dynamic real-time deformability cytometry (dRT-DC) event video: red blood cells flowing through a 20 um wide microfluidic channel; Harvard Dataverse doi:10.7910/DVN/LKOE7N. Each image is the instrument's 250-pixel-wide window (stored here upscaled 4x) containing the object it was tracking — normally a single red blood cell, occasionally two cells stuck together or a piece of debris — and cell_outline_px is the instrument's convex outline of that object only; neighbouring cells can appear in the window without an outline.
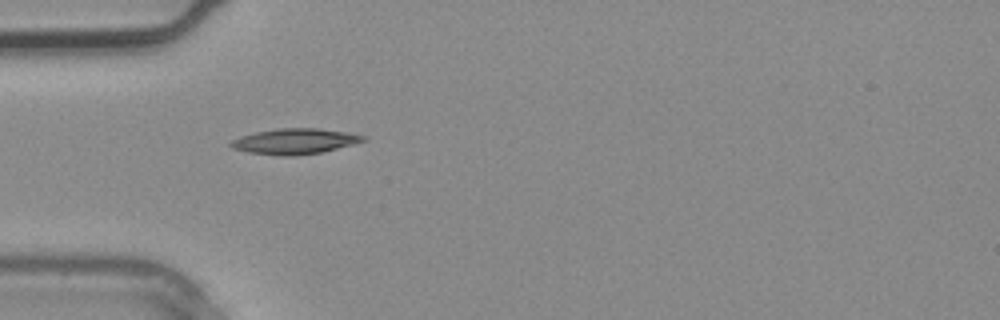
{"species": "common noctule bat (a hibernating species)", "species_latin": "Nyctalus noctula", "temperature_condition": "warm", "stored_images_in_passage": 2, "camera_frame_rate_fps": 3000, "um_per_image_px": 0.085, "animal": {"sex": "male", "body_mass_g": 20.4}, "frame": {"image": 1, "passage_image": 2, "time_ms": 0.333, "image_size_px": [1000, 320], "cell_outline_px": [[368, 140], [320, 152], [292, 156], [284, 156], [248, 152], [232, 148], [228, 144], [232, 140], [240, 136], [256, 132], [276, 128], [316, 128], [352, 132], [368, 136]], "centroid_in_image_um": [25.08, 11.99], "position_along_channel_um": 59.9, "area_um2": 19.77}}